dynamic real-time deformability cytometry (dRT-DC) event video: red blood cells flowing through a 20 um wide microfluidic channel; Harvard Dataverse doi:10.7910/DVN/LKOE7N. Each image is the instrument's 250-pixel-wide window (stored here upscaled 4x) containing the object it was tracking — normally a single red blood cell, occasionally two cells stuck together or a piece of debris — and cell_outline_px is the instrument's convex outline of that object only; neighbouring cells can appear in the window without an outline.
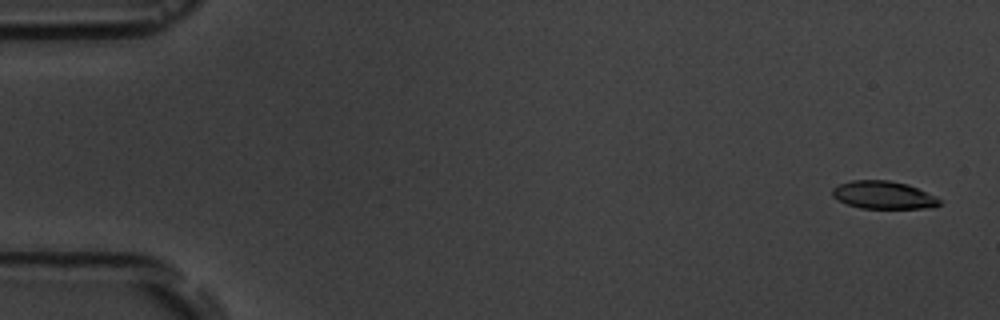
{"species": "common noctule bat (a hibernating species)", "species_latin": "Nyctalus noctula", "temperature_condition": "room temperature", "stored_images_in_passage": 5, "camera_frame_rate_fps": 3000, "um_per_image_px": 0.085, "animal": {"sex": "male", "body_mass_g": 19.5, "forearm_length_mm": 54.6}, "frame": {"image": 1, "passage_image": 1, "time_ms": 0.0, "image_size_px": [1000, 320], "cell_outline_px": [[940, 204], [932, 208], [860, 208], [848, 204], [832, 196], [832, 188], [840, 184], [852, 180], [888, 180], [908, 184], [936, 196], [940, 200]], "centroid_in_image_um": [75.11, 16.57], "position_along_channel_um": 9.9, "area_um2": 17.28}}
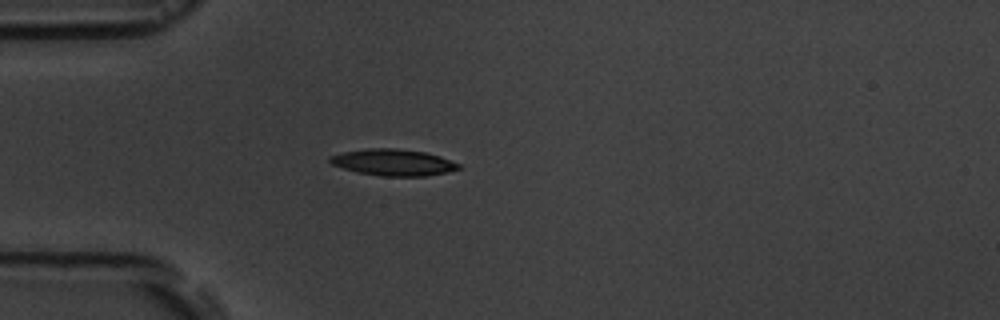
{"frame": {"image": 2, "passage_image": 5, "time_ms": 4.667, "image_size_px": [1000, 320], "cell_outline_px": [[460, 168], [448, 172], [424, 176], [380, 176], [356, 172], [332, 164], [328, 160], [328, 156], [344, 152], [372, 148], [396, 148], [424, 152], [440, 156], [460, 164]], "centroid_in_image_um": [33.42, 13.81], "position_along_channel_um": 51.6, "area_um2": 19.77}}